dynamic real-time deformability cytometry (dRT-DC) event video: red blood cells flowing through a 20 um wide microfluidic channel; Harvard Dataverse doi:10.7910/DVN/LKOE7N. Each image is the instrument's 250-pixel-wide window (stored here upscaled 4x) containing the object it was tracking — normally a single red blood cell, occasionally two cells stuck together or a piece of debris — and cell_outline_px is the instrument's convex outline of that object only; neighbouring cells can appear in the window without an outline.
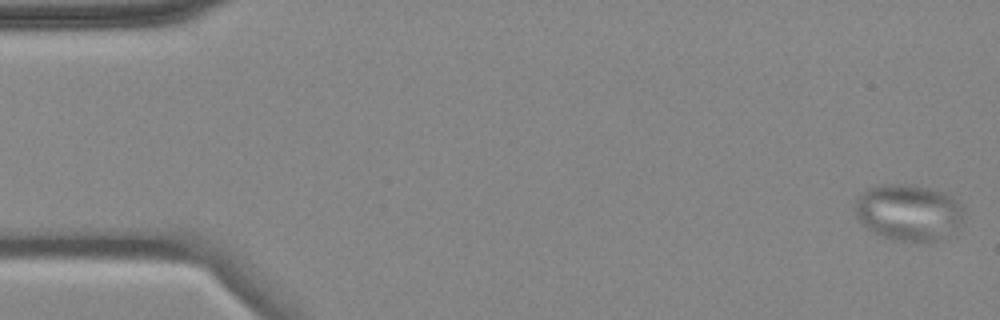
{"species": "common noctule bat (a hibernating species)", "species_latin": "Nyctalus noctula", "temperature_condition": "cold", "stored_images_in_passage": 5, "camera_frame_rate_fps": 3000, "um_per_image_px": 0.085, "animal": {"sex": "female", "body_mass_g": 18.4}, "frame": {"image": 1, "passage_image": 1, "time_ms": 0.0, "image_size_px": [1000, 320], "cell_outline_px": [[964, 212], [956, 228], [944, 240], [896, 240], [884, 236], [868, 228], [856, 216], [856, 200], [860, 192], [876, 184], [908, 184], [932, 188], [944, 192], [956, 200], [964, 208]], "centroid_in_image_um": [77.23, 18.01], "position_along_channel_um": 7.8, "area_um2": 35.49}}